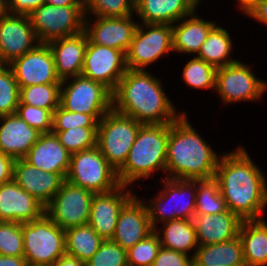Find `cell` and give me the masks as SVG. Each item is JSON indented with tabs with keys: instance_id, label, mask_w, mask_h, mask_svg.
<instances>
[{
	"instance_id": "cell-9",
	"label": "cell",
	"mask_w": 267,
	"mask_h": 266,
	"mask_svg": "<svg viewBox=\"0 0 267 266\" xmlns=\"http://www.w3.org/2000/svg\"><path fill=\"white\" fill-rule=\"evenodd\" d=\"M251 67V64L239 59L217 68L214 93L220 97L222 105L261 101L267 93V80L257 77Z\"/></svg>"
},
{
	"instance_id": "cell-29",
	"label": "cell",
	"mask_w": 267,
	"mask_h": 266,
	"mask_svg": "<svg viewBox=\"0 0 267 266\" xmlns=\"http://www.w3.org/2000/svg\"><path fill=\"white\" fill-rule=\"evenodd\" d=\"M238 236L246 266H267L266 219L242 221Z\"/></svg>"
},
{
	"instance_id": "cell-13",
	"label": "cell",
	"mask_w": 267,
	"mask_h": 266,
	"mask_svg": "<svg viewBox=\"0 0 267 266\" xmlns=\"http://www.w3.org/2000/svg\"><path fill=\"white\" fill-rule=\"evenodd\" d=\"M94 193L66 179L45 207V214L63 230L88 224Z\"/></svg>"
},
{
	"instance_id": "cell-44",
	"label": "cell",
	"mask_w": 267,
	"mask_h": 266,
	"mask_svg": "<svg viewBox=\"0 0 267 266\" xmlns=\"http://www.w3.org/2000/svg\"><path fill=\"white\" fill-rule=\"evenodd\" d=\"M152 266H193V257L161 247Z\"/></svg>"
},
{
	"instance_id": "cell-37",
	"label": "cell",
	"mask_w": 267,
	"mask_h": 266,
	"mask_svg": "<svg viewBox=\"0 0 267 266\" xmlns=\"http://www.w3.org/2000/svg\"><path fill=\"white\" fill-rule=\"evenodd\" d=\"M20 87L12 68L0 64V116L15 114L19 104Z\"/></svg>"
},
{
	"instance_id": "cell-8",
	"label": "cell",
	"mask_w": 267,
	"mask_h": 266,
	"mask_svg": "<svg viewBox=\"0 0 267 266\" xmlns=\"http://www.w3.org/2000/svg\"><path fill=\"white\" fill-rule=\"evenodd\" d=\"M65 179L94 194L112 191L120 185L117 171L97 146L71 154Z\"/></svg>"
},
{
	"instance_id": "cell-45",
	"label": "cell",
	"mask_w": 267,
	"mask_h": 266,
	"mask_svg": "<svg viewBox=\"0 0 267 266\" xmlns=\"http://www.w3.org/2000/svg\"><path fill=\"white\" fill-rule=\"evenodd\" d=\"M44 3L45 0H8L9 14L28 16Z\"/></svg>"
},
{
	"instance_id": "cell-48",
	"label": "cell",
	"mask_w": 267,
	"mask_h": 266,
	"mask_svg": "<svg viewBox=\"0 0 267 266\" xmlns=\"http://www.w3.org/2000/svg\"><path fill=\"white\" fill-rule=\"evenodd\" d=\"M51 266H86V263L76 257L65 254L56 260Z\"/></svg>"
},
{
	"instance_id": "cell-15",
	"label": "cell",
	"mask_w": 267,
	"mask_h": 266,
	"mask_svg": "<svg viewBox=\"0 0 267 266\" xmlns=\"http://www.w3.org/2000/svg\"><path fill=\"white\" fill-rule=\"evenodd\" d=\"M133 16L94 18L85 16L84 31L92 44L118 49L126 55L139 24Z\"/></svg>"
},
{
	"instance_id": "cell-24",
	"label": "cell",
	"mask_w": 267,
	"mask_h": 266,
	"mask_svg": "<svg viewBox=\"0 0 267 266\" xmlns=\"http://www.w3.org/2000/svg\"><path fill=\"white\" fill-rule=\"evenodd\" d=\"M41 135L15 114L0 116V152L23 159Z\"/></svg>"
},
{
	"instance_id": "cell-43",
	"label": "cell",
	"mask_w": 267,
	"mask_h": 266,
	"mask_svg": "<svg viewBox=\"0 0 267 266\" xmlns=\"http://www.w3.org/2000/svg\"><path fill=\"white\" fill-rule=\"evenodd\" d=\"M22 120L41 134L52 131L53 113L29 104H18L16 112Z\"/></svg>"
},
{
	"instance_id": "cell-6",
	"label": "cell",
	"mask_w": 267,
	"mask_h": 266,
	"mask_svg": "<svg viewBox=\"0 0 267 266\" xmlns=\"http://www.w3.org/2000/svg\"><path fill=\"white\" fill-rule=\"evenodd\" d=\"M23 247L27 265L51 266L65 251V230L45 213L37 220L22 223Z\"/></svg>"
},
{
	"instance_id": "cell-28",
	"label": "cell",
	"mask_w": 267,
	"mask_h": 266,
	"mask_svg": "<svg viewBox=\"0 0 267 266\" xmlns=\"http://www.w3.org/2000/svg\"><path fill=\"white\" fill-rule=\"evenodd\" d=\"M160 226L155 227L154 232L159 237L161 247L194 257L199 244L192 219H174Z\"/></svg>"
},
{
	"instance_id": "cell-22",
	"label": "cell",
	"mask_w": 267,
	"mask_h": 266,
	"mask_svg": "<svg viewBox=\"0 0 267 266\" xmlns=\"http://www.w3.org/2000/svg\"><path fill=\"white\" fill-rule=\"evenodd\" d=\"M47 44L53 54L56 72L61 81L81 75L88 44L85 31L55 39Z\"/></svg>"
},
{
	"instance_id": "cell-18",
	"label": "cell",
	"mask_w": 267,
	"mask_h": 266,
	"mask_svg": "<svg viewBox=\"0 0 267 266\" xmlns=\"http://www.w3.org/2000/svg\"><path fill=\"white\" fill-rule=\"evenodd\" d=\"M132 189L120 184L112 191L94 194L88 224L104 240L112 239L121 209L136 194Z\"/></svg>"
},
{
	"instance_id": "cell-3",
	"label": "cell",
	"mask_w": 267,
	"mask_h": 266,
	"mask_svg": "<svg viewBox=\"0 0 267 266\" xmlns=\"http://www.w3.org/2000/svg\"><path fill=\"white\" fill-rule=\"evenodd\" d=\"M184 113L169 124L167 142L166 179L202 180L215 178L218 154L212 145L201 137Z\"/></svg>"
},
{
	"instance_id": "cell-12",
	"label": "cell",
	"mask_w": 267,
	"mask_h": 266,
	"mask_svg": "<svg viewBox=\"0 0 267 266\" xmlns=\"http://www.w3.org/2000/svg\"><path fill=\"white\" fill-rule=\"evenodd\" d=\"M60 106L86 115H105L112 109V92L82 75L61 82Z\"/></svg>"
},
{
	"instance_id": "cell-46",
	"label": "cell",
	"mask_w": 267,
	"mask_h": 266,
	"mask_svg": "<svg viewBox=\"0 0 267 266\" xmlns=\"http://www.w3.org/2000/svg\"><path fill=\"white\" fill-rule=\"evenodd\" d=\"M15 159L0 152V186L13 180V166Z\"/></svg>"
},
{
	"instance_id": "cell-14",
	"label": "cell",
	"mask_w": 267,
	"mask_h": 266,
	"mask_svg": "<svg viewBox=\"0 0 267 266\" xmlns=\"http://www.w3.org/2000/svg\"><path fill=\"white\" fill-rule=\"evenodd\" d=\"M127 70L126 55L118 49L88 40L81 75L103 84L111 92Z\"/></svg>"
},
{
	"instance_id": "cell-21",
	"label": "cell",
	"mask_w": 267,
	"mask_h": 266,
	"mask_svg": "<svg viewBox=\"0 0 267 266\" xmlns=\"http://www.w3.org/2000/svg\"><path fill=\"white\" fill-rule=\"evenodd\" d=\"M13 180L46 207L65 179L58 173L42 171L24 159H15Z\"/></svg>"
},
{
	"instance_id": "cell-25",
	"label": "cell",
	"mask_w": 267,
	"mask_h": 266,
	"mask_svg": "<svg viewBox=\"0 0 267 266\" xmlns=\"http://www.w3.org/2000/svg\"><path fill=\"white\" fill-rule=\"evenodd\" d=\"M199 246L228 242L239 234L242 220L229 209L217 214L194 215Z\"/></svg>"
},
{
	"instance_id": "cell-20",
	"label": "cell",
	"mask_w": 267,
	"mask_h": 266,
	"mask_svg": "<svg viewBox=\"0 0 267 266\" xmlns=\"http://www.w3.org/2000/svg\"><path fill=\"white\" fill-rule=\"evenodd\" d=\"M44 213L45 207L14 180L0 186V221L26 223Z\"/></svg>"
},
{
	"instance_id": "cell-42",
	"label": "cell",
	"mask_w": 267,
	"mask_h": 266,
	"mask_svg": "<svg viewBox=\"0 0 267 266\" xmlns=\"http://www.w3.org/2000/svg\"><path fill=\"white\" fill-rule=\"evenodd\" d=\"M86 266H128L127 250L111 239L104 240Z\"/></svg>"
},
{
	"instance_id": "cell-47",
	"label": "cell",
	"mask_w": 267,
	"mask_h": 266,
	"mask_svg": "<svg viewBox=\"0 0 267 266\" xmlns=\"http://www.w3.org/2000/svg\"><path fill=\"white\" fill-rule=\"evenodd\" d=\"M247 17L255 19L257 23L267 26V0H262Z\"/></svg>"
},
{
	"instance_id": "cell-26",
	"label": "cell",
	"mask_w": 267,
	"mask_h": 266,
	"mask_svg": "<svg viewBox=\"0 0 267 266\" xmlns=\"http://www.w3.org/2000/svg\"><path fill=\"white\" fill-rule=\"evenodd\" d=\"M197 0H137L135 16L139 23L171 24L199 9Z\"/></svg>"
},
{
	"instance_id": "cell-32",
	"label": "cell",
	"mask_w": 267,
	"mask_h": 266,
	"mask_svg": "<svg viewBox=\"0 0 267 266\" xmlns=\"http://www.w3.org/2000/svg\"><path fill=\"white\" fill-rule=\"evenodd\" d=\"M104 239L89 225L65 230V251L69 256L86 263L100 248Z\"/></svg>"
},
{
	"instance_id": "cell-41",
	"label": "cell",
	"mask_w": 267,
	"mask_h": 266,
	"mask_svg": "<svg viewBox=\"0 0 267 266\" xmlns=\"http://www.w3.org/2000/svg\"><path fill=\"white\" fill-rule=\"evenodd\" d=\"M103 116L67 111L59 106L53 112L52 131H64L76 127H98V122Z\"/></svg>"
},
{
	"instance_id": "cell-1",
	"label": "cell",
	"mask_w": 267,
	"mask_h": 266,
	"mask_svg": "<svg viewBox=\"0 0 267 266\" xmlns=\"http://www.w3.org/2000/svg\"><path fill=\"white\" fill-rule=\"evenodd\" d=\"M222 152L215 179L226 208L242 221L263 219L267 207V176L256 165L245 146ZM265 173V174H264Z\"/></svg>"
},
{
	"instance_id": "cell-53",
	"label": "cell",
	"mask_w": 267,
	"mask_h": 266,
	"mask_svg": "<svg viewBox=\"0 0 267 266\" xmlns=\"http://www.w3.org/2000/svg\"><path fill=\"white\" fill-rule=\"evenodd\" d=\"M197 1L199 4H201V3H204L205 0L204 1L203 0H197Z\"/></svg>"
},
{
	"instance_id": "cell-27",
	"label": "cell",
	"mask_w": 267,
	"mask_h": 266,
	"mask_svg": "<svg viewBox=\"0 0 267 266\" xmlns=\"http://www.w3.org/2000/svg\"><path fill=\"white\" fill-rule=\"evenodd\" d=\"M198 9L172 25V48L174 53L196 56L211 29L214 20L200 18Z\"/></svg>"
},
{
	"instance_id": "cell-40",
	"label": "cell",
	"mask_w": 267,
	"mask_h": 266,
	"mask_svg": "<svg viewBox=\"0 0 267 266\" xmlns=\"http://www.w3.org/2000/svg\"><path fill=\"white\" fill-rule=\"evenodd\" d=\"M0 255H24L22 223L0 221Z\"/></svg>"
},
{
	"instance_id": "cell-34",
	"label": "cell",
	"mask_w": 267,
	"mask_h": 266,
	"mask_svg": "<svg viewBox=\"0 0 267 266\" xmlns=\"http://www.w3.org/2000/svg\"><path fill=\"white\" fill-rule=\"evenodd\" d=\"M226 209L218 181L215 178L197 180L195 215L217 214Z\"/></svg>"
},
{
	"instance_id": "cell-5",
	"label": "cell",
	"mask_w": 267,
	"mask_h": 266,
	"mask_svg": "<svg viewBox=\"0 0 267 266\" xmlns=\"http://www.w3.org/2000/svg\"><path fill=\"white\" fill-rule=\"evenodd\" d=\"M162 188L158 194L144 202L152 228L174 219H193L197 180L166 179L160 177Z\"/></svg>"
},
{
	"instance_id": "cell-17",
	"label": "cell",
	"mask_w": 267,
	"mask_h": 266,
	"mask_svg": "<svg viewBox=\"0 0 267 266\" xmlns=\"http://www.w3.org/2000/svg\"><path fill=\"white\" fill-rule=\"evenodd\" d=\"M38 44L28 16L8 14L0 17V64H10Z\"/></svg>"
},
{
	"instance_id": "cell-2",
	"label": "cell",
	"mask_w": 267,
	"mask_h": 266,
	"mask_svg": "<svg viewBox=\"0 0 267 266\" xmlns=\"http://www.w3.org/2000/svg\"><path fill=\"white\" fill-rule=\"evenodd\" d=\"M164 86L162 78L147 70L127 68L112 92V109L143 125L171 124L184 112L178 111Z\"/></svg>"
},
{
	"instance_id": "cell-19",
	"label": "cell",
	"mask_w": 267,
	"mask_h": 266,
	"mask_svg": "<svg viewBox=\"0 0 267 266\" xmlns=\"http://www.w3.org/2000/svg\"><path fill=\"white\" fill-rule=\"evenodd\" d=\"M135 194L121 209L111 240L125 250L145 239L154 229L144 199Z\"/></svg>"
},
{
	"instance_id": "cell-35",
	"label": "cell",
	"mask_w": 267,
	"mask_h": 266,
	"mask_svg": "<svg viewBox=\"0 0 267 266\" xmlns=\"http://www.w3.org/2000/svg\"><path fill=\"white\" fill-rule=\"evenodd\" d=\"M182 70L184 84L191 89H213L215 92L216 68L195 56L186 61Z\"/></svg>"
},
{
	"instance_id": "cell-30",
	"label": "cell",
	"mask_w": 267,
	"mask_h": 266,
	"mask_svg": "<svg viewBox=\"0 0 267 266\" xmlns=\"http://www.w3.org/2000/svg\"><path fill=\"white\" fill-rule=\"evenodd\" d=\"M193 266H246L239 236L228 242L198 246Z\"/></svg>"
},
{
	"instance_id": "cell-31",
	"label": "cell",
	"mask_w": 267,
	"mask_h": 266,
	"mask_svg": "<svg viewBox=\"0 0 267 266\" xmlns=\"http://www.w3.org/2000/svg\"><path fill=\"white\" fill-rule=\"evenodd\" d=\"M234 44L231 34L218 23L211 29L205 42L195 56L216 69L237 62L233 57ZM232 55V56H231Z\"/></svg>"
},
{
	"instance_id": "cell-52",
	"label": "cell",
	"mask_w": 267,
	"mask_h": 266,
	"mask_svg": "<svg viewBox=\"0 0 267 266\" xmlns=\"http://www.w3.org/2000/svg\"><path fill=\"white\" fill-rule=\"evenodd\" d=\"M9 14L8 0H0V17Z\"/></svg>"
},
{
	"instance_id": "cell-10",
	"label": "cell",
	"mask_w": 267,
	"mask_h": 266,
	"mask_svg": "<svg viewBox=\"0 0 267 266\" xmlns=\"http://www.w3.org/2000/svg\"><path fill=\"white\" fill-rule=\"evenodd\" d=\"M39 43L72 36L84 31V5L55 6L43 4L29 15Z\"/></svg>"
},
{
	"instance_id": "cell-39",
	"label": "cell",
	"mask_w": 267,
	"mask_h": 266,
	"mask_svg": "<svg viewBox=\"0 0 267 266\" xmlns=\"http://www.w3.org/2000/svg\"><path fill=\"white\" fill-rule=\"evenodd\" d=\"M160 248L159 237L153 231L127 250L128 266H152Z\"/></svg>"
},
{
	"instance_id": "cell-38",
	"label": "cell",
	"mask_w": 267,
	"mask_h": 266,
	"mask_svg": "<svg viewBox=\"0 0 267 266\" xmlns=\"http://www.w3.org/2000/svg\"><path fill=\"white\" fill-rule=\"evenodd\" d=\"M98 127H76L55 133L60 144L71 154L96 146Z\"/></svg>"
},
{
	"instance_id": "cell-23",
	"label": "cell",
	"mask_w": 267,
	"mask_h": 266,
	"mask_svg": "<svg viewBox=\"0 0 267 266\" xmlns=\"http://www.w3.org/2000/svg\"><path fill=\"white\" fill-rule=\"evenodd\" d=\"M71 153L59 142L55 133L41 134L37 142L23 158L30 165L51 173H58L66 178Z\"/></svg>"
},
{
	"instance_id": "cell-51",
	"label": "cell",
	"mask_w": 267,
	"mask_h": 266,
	"mask_svg": "<svg viewBox=\"0 0 267 266\" xmlns=\"http://www.w3.org/2000/svg\"><path fill=\"white\" fill-rule=\"evenodd\" d=\"M45 4L59 6L83 5V0H45Z\"/></svg>"
},
{
	"instance_id": "cell-49",
	"label": "cell",
	"mask_w": 267,
	"mask_h": 266,
	"mask_svg": "<svg viewBox=\"0 0 267 266\" xmlns=\"http://www.w3.org/2000/svg\"><path fill=\"white\" fill-rule=\"evenodd\" d=\"M0 266H27L23 256L13 257L0 255Z\"/></svg>"
},
{
	"instance_id": "cell-16",
	"label": "cell",
	"mask_w": 267,
	"mask_h": 266,
	"mask_svg": "<svg viewBox=\"0 0 267 266\" xmlns=\"http://www.w3.org/2000/svg\"><path fill=\"white\" fill-rule=\"evenodd\" d=\"M19 87L61 83L48 44L40 43L33 50L8 64Z\"/></svg>"
},
{
	"instance_id": "cell-4",
	"label": "cell",
	"mask_w": 267,
	"mask_h": 266,
	"mask_svg": "<svg viewBox=\"0 0 267 266\" xmlns=\"http://www.w3.org/2000/svg\"><path fill=\"white\" fill-rule=\"evenodd\" d=\"M169 124L142 125L124 165L117 171L120 184L133 187L155 173L166 172ZM134 184V185H133Z\"/></svg>"
},
{
	"instance_id": "cell-33",
	"label": "cell",
	"mask_w": 267,
	"mask_h": 266,
	"mask_svg": "<svg viewBox=\"0 0 267 266\" xmlns=\"http://www.w3.org/2000/svg\"><path fill=\"white\" fill-rule=\"evenodd\" d=\"M61 83L20 87L19 104H29L52 113L60 106Z\"/></svg>"
},
{
	"instance_id": "cell-36",
	"label": "cell",
	"mask_w": 267,
	"mask_h": 266,
	"mask_svg": "<svg viewBox=\"0 0 267 266\" xmlns=\"http://www.w3.org/2000/svg\"><path fill=\"white\" fill-rule=\"evenodd\" d=\"M85 16L127 17L135 14L134 0H83Z\"/></svg>"
},
{
	"instance_id": "cell-11",
	"label": "cell",
	"mask_w": 267,
	"mask_h": 266,
	"mask_svg": "<svg viewBox=\"0 0 267 266\" xmlns=\"http://www.w3.org/2000/svg\"><path fill=\"white\" fill-rule=\"evenodd\" d=\"M172 52L171 24L139 23L126 53V67L148 70V66L151 67Z\"/></svg>"
},
{
	"instance_id": "cell-7",
	"label": "cell",
	"mask_w": 267,
	"mask_h": 266,
	"mask_svg": "<svg viewBox=\"0 0 267 266\" xmlns=\"http://www.w3.org/2000/svg\"><path fill=\"white\" fill-rule=\"evenodd\" d=\"M142 125L113 109L98 122L96 146L116 171L126 162Z\"/></svg>"
},
{
	"instance_id": "cell-50",
	"label": "cell",
	"mask_w": 267,
	"mask_h": 266,
	"mask_svg": "<svg viewBox=\"0 0 267 266\" xmlns=\"http://www.w3.org/2000/svg\"><path fill=\"white\" fill-rule=\"evenodd\" d=\"M239 12L247 16L262 0H235Z\"/></svg>"
}]
</instances>
